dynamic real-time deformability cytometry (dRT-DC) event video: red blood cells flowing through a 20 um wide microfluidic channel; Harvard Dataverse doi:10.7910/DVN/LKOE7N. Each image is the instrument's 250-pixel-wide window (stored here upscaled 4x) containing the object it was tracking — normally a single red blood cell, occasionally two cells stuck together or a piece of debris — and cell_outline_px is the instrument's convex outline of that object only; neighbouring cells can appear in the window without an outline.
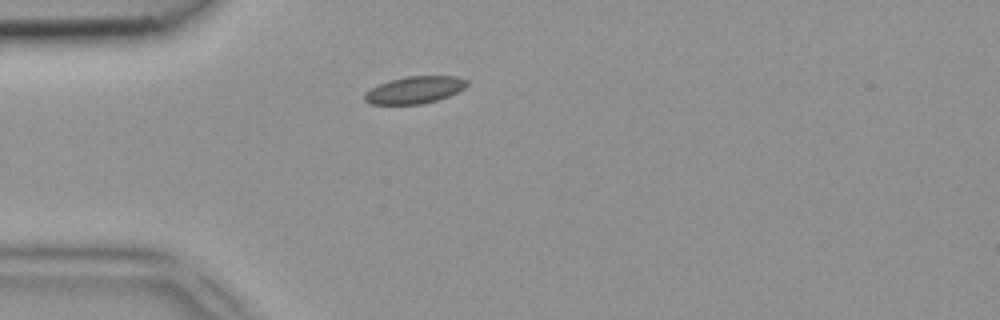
{"species": "common noctule bat (a hibernating species)", "species_latin": "Nyctalus noctula", "temperature_condition": "room temperature", "stored_images_in_passage": 4, "camera_frame_rate_fps": 3000, "um_per_image_px": 0.085, "animal": {"sex": "female", "body_mass_g": 18.4}, "frame": {"image": 1, "passage_image": 4, "time_ms": 1.0, "image_size_px": [1000, 320], "cell_outline_px": [[468, 84], [464, 88], [448, 96], [424, 104], [368, 104], [364, 100], [364, 92], [388, 80], [408, 76], [460, 76], [468, 80]], "centroid_in_image_um": [35.24, 7.64], "position_along_channel_um": 49.8, "area_um2": 16.24}}